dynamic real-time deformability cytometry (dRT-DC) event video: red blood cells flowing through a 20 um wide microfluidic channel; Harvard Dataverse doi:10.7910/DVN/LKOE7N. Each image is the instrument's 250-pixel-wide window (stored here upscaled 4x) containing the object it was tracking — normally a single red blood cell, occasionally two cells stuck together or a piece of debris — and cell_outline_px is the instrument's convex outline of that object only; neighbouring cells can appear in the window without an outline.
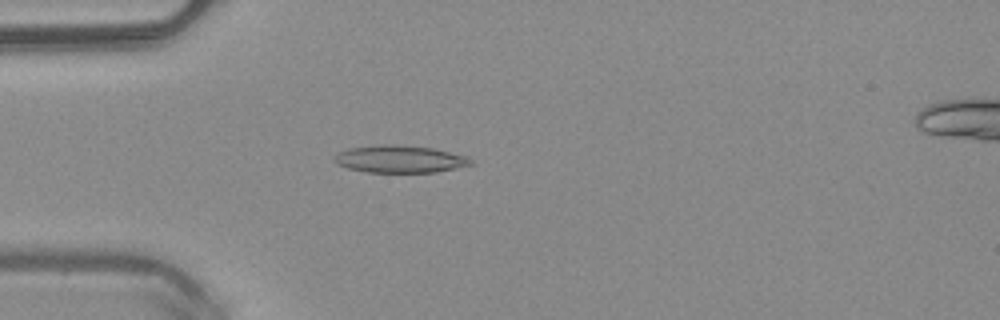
{"species": "common noctule bat (a hibernating species)", "species_latin": "Nyctalus noctula", "temperature_condition": "warm", "stored_images_in_passage": 49, "camera_frame_rate_fps": 3000, "um_per_image_px": 0.085, "animal": {"sex": "male", "body_mass_g": 20.4}, "frame": {"image": 1, "passage_image": 14, "time_ms": 4.333, "image_size_px": [1000, 320], "cell_outline_px": [[472, 164], [456, 168], [436, 172], [368, 172], [348, 168], [336, 164], [332, 160], [340, 152], [348, 148], [384, 144], [392, 144], [432, 148], [468, 156], [472, 160]], "centroid_in_image_um": [33.98, 13.52], "position_along_channel_um": 51.0, "area_um2": 21.62}}
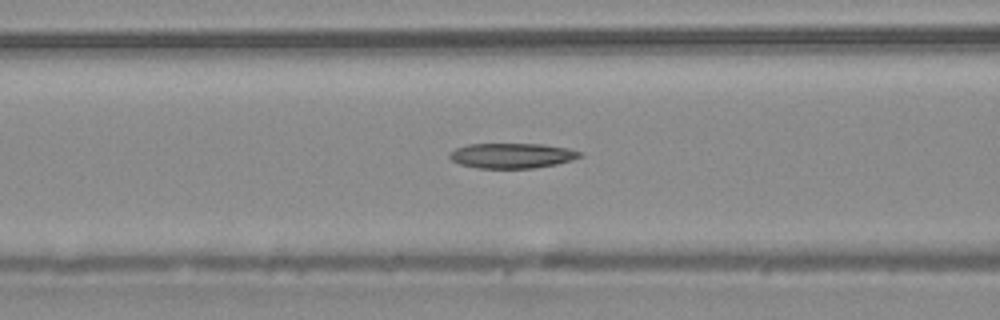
{"frame": {"image": 2, "passage_image": 20, "time_ms": 6.333, "image_size_px": [1000, 320], "cell_outline_px": [[584, 156], [572, 160], [556, 164], [532, 168], [480, 168], [460, 164], [452, 160], [448, 156], [448, 152], [456, 148], [468, 144], [544, 144], [568, 148], [584, 152]], "centroid_in_image_um": [43.55, 13.22], "position_along_channel_um": 123.1, "area_um2": 19.19}}
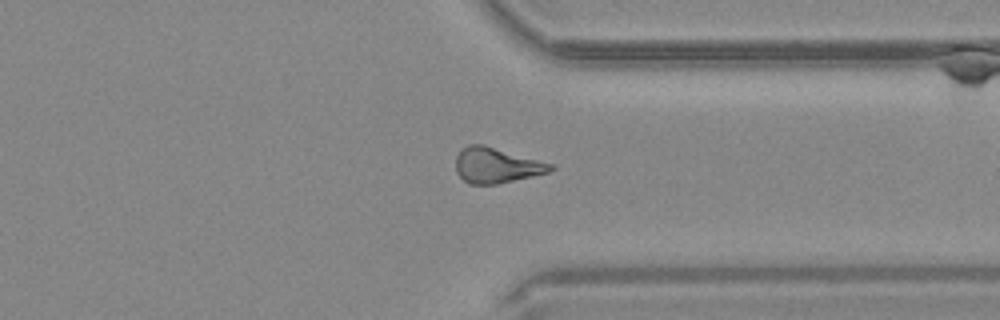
{"frame": {"image": 3, "passage_image": 38, "time_ms": 12.333, "image_size_px": [1000, 320], "cell_outline_px": [[556, 168], [548, 172], [532, 176], [496, 184], [468, 184], [456, 172], [456, 156], [468, 144], [484, 144], [556, 164]], "centroid_in_image_um": [42.23, 14.04], "position_along_channel_um": 369.2, "area_um2": 19.65}}